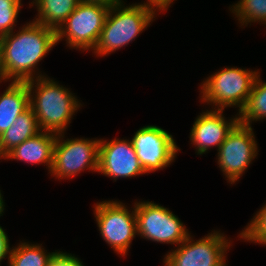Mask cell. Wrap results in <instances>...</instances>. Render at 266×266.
Returning <instances> with one entry per match:
<instances>
[{"label": "cell", "instance_id": "6da1fadb", "mask_svg": "<svg viewBox=\"0 0 266 266\" xmlns=\"http://www.w3.org/2000/svg\"><path fill=\"white\" fill-rule=\"evenodd\" d=\"M20 28L0 38L2 66L9 82H27L47 76L37 66L57 44L56 30L34 20Z\"/></svg>", "mask_w": 266, "mask_h": 266}, {"label": "cell", "instance_id": "7a4b0ae2", "mask_svg": "<svg viewBox=\"0 0 266 266\" xmlns=\"http://www.w3.org/2000/svg\"><path fill=\"white\" fill-rule=\"evenodd\" d=\"M27 85L29 104L41 130L66 133L73 115L82 106L75 94L48 76L29 80Z\"/></svg>", "mask_w": 266, "mask_h": 266}, {"label": "cell", "instance_id": "3957f363", "mask_svg": "<svg viewBox=\"0 0 266 266\" xmlns=\"http://www.w3.org/2000/svg\"><path fill=\"white\" fill-rule=\"evenodd\" d=\"M158 13L141 3L124 2L110 7L99 40L92 53L105 57L134 41L151 23ZM151 22V23H150Z\"/></svg>", "mask_w": 266, "mask_h": 266}, {"label": "cell", "instance_id": "277c9868", "mask_svg": "<svg viewBox=\"0 0 266 266\" xmlns=\"http://www.w3.org/2000/svg\"><path fill=\"white\" fill-rule=\"evenodd\" d=\"M259 73L258 70L235 66L222 68L201 83V89H199L201 102L212 105L214 110L224 111L227 107L236 106L239 114L246 104L254 80Z\"/></svg>", "mask_w": 266, "mask_h": 266}, {"label": "cell", "instance_id": "5b68a950", "mask_svg": "<svg viewBox=\"0 0 266 266\" xmlns=\"http://www.w3.org/2000/svg\"><path fill=\"white\" fill-rule=\"evenodd\" d=\"M93 207L95 221L103 240L118 255H128L132 240L138 235L135 203L131 207L133 210L117 200L97 202Z\"/></svg>", "mask_w": 266, "mask_h": 266}, {"label": "cell", "instance_id": "8992f818", "mask_svg": "<svg viewBox=\"0 0 266 266\" xmlns=\"http://www.w3.org/2000/svg\"><path fill=\"white\" fill-rule=\"evenodd\" d=\"M64 134H57L51 176L67 180L85 170L98 172L100 139L80 137L64 140Z\"/></svg>", "mask_w": 266, "mask_h": 266}, {"label": "cell", "instance_id": "52a82bcc", "mask_svg": "<svg viewBox=\"0 0 266 266\" xmlns=\"http://www.w3.org/2000/svg\"><path fill=\"white\" fill-rule=\"evenodd\" d=\"M110 7L80 2L56 30V41L65 39L70 49L90 51L95 48Z\"/></svg>", "mask_w": 266, "mask_h": 266}, {"label": "cell", "instance_id": "ba28073f", "mask_svg": "<svg viewBox=\"0 0 266 266\" xmlns=\"http://www.w3.org/2000/svg\"><path fill=\"white\" fill-rule=\"evenodd\" d=\"M230 246L232 241L218 230L196 241L190 234L164 256V266H227L225 255Z\"/></svg>", "mask_w": 266, "mask_h": 266}, {"label": "cell", "instance_id": "9c48e42d", "mask_svg": "<svg viewBox=\"0 0 266 266\" xmlns=\"http://www.w3.org/2000/svg\"><path fill=\"white\" fill-rule=\"evenodd\" d=\"M135 211L141 238L177 247L191 234L171 210L152 201H136Z\"/></svg>", "mask_w": 266, "mask_h": 266}, {"label": "cell", "instance_id": "30bf717a", "mask_svg": "<svg viewBox=\"0 0 266 266\" xmlns=\"http://www.w3.org/2000/svg\"><path fill=\"white\" fill-rule=\"evenodd\" d=\"M217 151V163L227 182L236 183L258 155L253 128L238 122Z\"/></svg>", "mask_w": 266, "mask_h": 266}, {"label": "cell", "instance_id": "8fae6325", "mask_svg": "<svg viewBox=\"0 0 266 266\" xmlns=\"http://www.w3.org/2000/svg\"><path fill=\"white\" fill-rule=\"evenodd\" d=\"M136 155L147 174L165 169L175 162L180 148L171 134L159 126L138 129L131 139Z\"/></svg>", "mask_w": 266, "mask_h": 266}, {"label": "cell", "instance_id": "7c38bea8", "mask_svg": "<svg viewBox=\"0 0 266 266\" xmlns=\"http://www.w3.org/2000/svg\"><path fill=\"white\" fill-rule=\"evenodd\" d=\"M111 177L131 178L147 174L136 155L131 140L114 138L107 142L100 138L98 172Z\"/></svg>", "mask_w": 266, "mask_h": 266}, {"label": "cell", "instance_id": "4fadbf2b", "mask_svg": "<svg viewBox=\"0 0 266 266\" xmlns=\"http://www.w3.org/2000/svg\"><path fill=\"white\" fill-rule=\"evenodd\" d=\"M223 110L203 111L195 118L190 131V141L196 148L197 155H203L226 140L227 135L239 122L238 113L231 119L225 118Z\"/></svg>", "mask_w": 266, "mask_h": 266}, {"label": "cell", "instance_id": "5bb4252c", "mask_svg": "<svg viewBox=\"0 0 266 266\" xmlns=\"http://www.w3.org/2000/svg\"><path fill=\"white\" fill-rule=\"evenodd\" d=\"M57 134L41 131L9 151L4 160H17L29 164H44L50 173Z\"/></svg>", "mask_w": 266, "mask_h": 266}, {"label": "cell", "instance_id": "9a60e30c", "mask_svg": "<svg viewBox=\"0 0 266 266\" xmlns=\"http://www.w3.org/2000/svg\"><path fill=\"white\" fill-rule=\"evenodd\" d=\"M29 106L27 82L11 81L5 91L0 94V136Z\"/></svg>", "mask_w": 266, "mask_h": 266}, {"label": "cell", "instance_id": "2e32d148", "mask_svg": "<svg viewBox=\"0 0 266 266\" xmlns=\"http://www.w3.org/2000/svg\"><path fill=\"white\" fill-rule=\"evenodd\" d=\"M41 131L38 120L29 106L0 136V156L3 158L13 148Z\"/></svg>", "mask_w": 266, "mask_h": 266}, {"label": "cell", "instance_id": "e0dca14e", "mask_svg": "<svg viewBox=\"0 0 266 266\" xmlns=\"http://www.w3.org/2000/svg\"><path fill=\"white\" fill-rule=\"evenodd\" d=\"M81 0H33L29 7L36 6L38 13L33 19L46 27L57 30L72 14Z\"/></svg>", "mask_w": 266, "mask_h": 266}, {"label": "cell", "instance_id": "ac0fdd59", "mask_svg": "<svg viewBox=\"0 0 266 266\" xmlns=\"http://www.w3.org/2000/svg\"><path fill=\"white\" fill-rule=\"evenodd\" d=\"M239 122L252 127V122L266 119V82L256 76L245 106L238 114Z\"/></svg>", "mask_w": 266, "mask_h": 266}, {"label": "cell", "instance_id": "d6986e66", "mask_svg": "<svg viewBox=\"0 0 266 266\" xmlns=\"http://www.w3.org/2000/svg\"><path fill=\"white\" fill-rule=\"evenodd\" d=\"M42 244L20 241L11 248L9 266H48L54 252H47Z\"/></svg>", "mask_w": 266, "mask_h": 266}, {"label": "cell", "instance_id": "ffe728a7", "mask_svg": "<svg viewBox=\"0 0 266 266\" xmlns=\"http://www.w3.org/2000/svg\"><path fill=\"white\" fill-rule=\"evenodd\" d=\"M229 9L241 28L253 22L266 25V0H239Z\"/></svg>", "mask_w": 266, "mask_h": 266}, {"label": "cell", "instance_id": "44dd1931", "mask_svg": "<svg viewBox=\"0 0 266 266\" xmlns=\"http://www.w3.org/2000/svg\"><path fill=\"white\" fill-rule=\"evenodd\" d=\"M250 223L240 232L239 238L247 242L266 245V203L256 211Z\"/></svg>", "mask_w": 266, "mask_h": 266}, {"label": "cell", "instance_id": "7402d4cb", "mask_svg": "<svg viewBox=\"0 0 266 266\" xmlns=\"http://www.w3.org/2000/svg\"><path fill=\"white\" fill-rule=\"evenodd\" d=\"M22 0H0V38L14 31Z\"/></svg>", "mask_w": 266, "mask_h": 266}, {"label": "cell", "instance_id": "603a6c76", "mask_svg": "<svg viewBox=\"0 0 266 266\" xmlns=\"http://www.w3.org/2000/svg\"><path fill=\"white\" fill-rule=\"evenodd\" d=\"M48 266H85L81 259L73 254L63 251H56L50 258Z\"/></svg>", "mask_w": 266, "mask_h": 266}, {"label": "cell", "instance_id": "cb8c5ba5", "mask_svg": "<svg viewBox=\"0 0 266 266\" xmlns=\"http://www.w3.org/2000/svg\"><path fill=\"white\" fill-rule=\"evenodd\" d=\"M10 252L11 247L9 244L8 235L5 232V229L0 226V264L5 258H7L9 262Z\"/></svg>", "mask_w": 266, "mask_h": 266}, {"label": "cell", "instance_id": "d4e9b609", "mask_svg": "<svg viewBox=\"0 0 266 266\" xmlns=\"http://www.w3.org/2000/svg\"><path fill=\"white\" fill-rule=\"evenodd\" d=\"M175 0H146L141 4L150 7L154 9L156 12L161 13L162 11L164 12L165 10L167 11L169 7H171V4Z\"/></svg>", "mask_w": 266, "mask_h": 266}, {"label": "cell", "instance_id": "484cf974", "mask_svg": "<svg viewBox=\"0 0 266 266\" xmlns=\"http://www.w3.org/2000/svg\"><path fill=\"white\" fill-rule=\"evenodd\" d=\"M81 1L89 4L103 5L106 7H113L121 2H124L123 0H81Z\"/></svg>", "mask_w": 266, "mask_h": 266}, {"label": "cell", "instance_id": "4316f807", "mask_svg": "<svg viewBox=\"0 0 266 266\" xmlns=\"http://www.w3.org/2000/svg\"><path fill=\"white\" fill-rule=\"evenodd\" d=\"M8 82V79L4 73L3 66H2V59H1V53H0V83L2 82Z\"/></svg>", "mask_w": 266, "mask_h": 266}, {"label": "cell", "instance_id": "83f0119b", "mask_svg": "<svg viewBox=\"0 0 266 266\" xmlns=\"http://www.w3.org/2000/svg\"><path fill=\"white\" fill-rule=\"evenodd\" d=\"M5 202L3 200V195L1 193V190H0V217L3 215L4 213V210H5Z\"/></svg>", "mask_w": 266, "mask_h": 266}]
</instances>
